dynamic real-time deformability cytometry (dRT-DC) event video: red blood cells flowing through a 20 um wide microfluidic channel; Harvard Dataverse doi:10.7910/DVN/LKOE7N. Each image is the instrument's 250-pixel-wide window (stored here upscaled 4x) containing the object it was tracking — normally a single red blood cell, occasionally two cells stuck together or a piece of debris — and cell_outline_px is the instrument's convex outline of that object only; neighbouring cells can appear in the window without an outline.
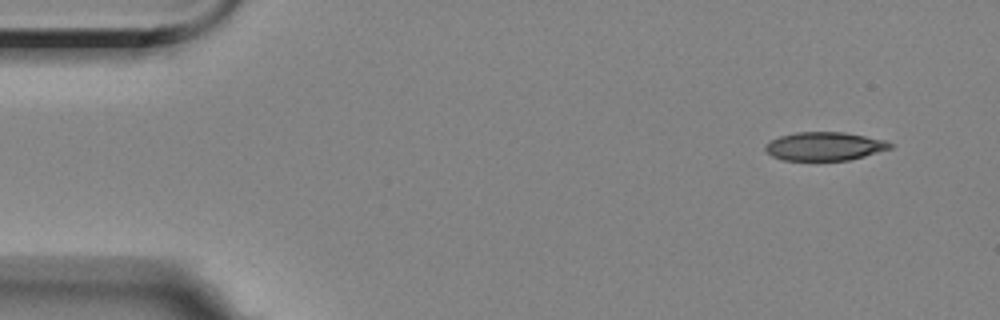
{"species": "Egyptian fruit bat (a non-hibernating species)", "species_latin": "Rousettus aegyptiacus", "temperature_condition": "room temperature", "stored_images_in_passage": 3, "camera_frame_rate_fps": 3000, "um_per_image_px": 0.085, "animal": {"sex": "female"}, "frame": {"image": 1, "passage_image": 1, "time_ms": 0.0, "image_size_px": [1000, 320], "cell_outline_px": [[892, 148], [864, 156], [848, 160], [784, 160], [772, 156], [764, 148], [764, 144], [780, 136], [796, 132], [844, 132], [884, 140], [892, 144]], "centroid_in_image_um": [70.07, 12.43], "position_along_channel_um": 14.9, "area_um2": 20.52}}